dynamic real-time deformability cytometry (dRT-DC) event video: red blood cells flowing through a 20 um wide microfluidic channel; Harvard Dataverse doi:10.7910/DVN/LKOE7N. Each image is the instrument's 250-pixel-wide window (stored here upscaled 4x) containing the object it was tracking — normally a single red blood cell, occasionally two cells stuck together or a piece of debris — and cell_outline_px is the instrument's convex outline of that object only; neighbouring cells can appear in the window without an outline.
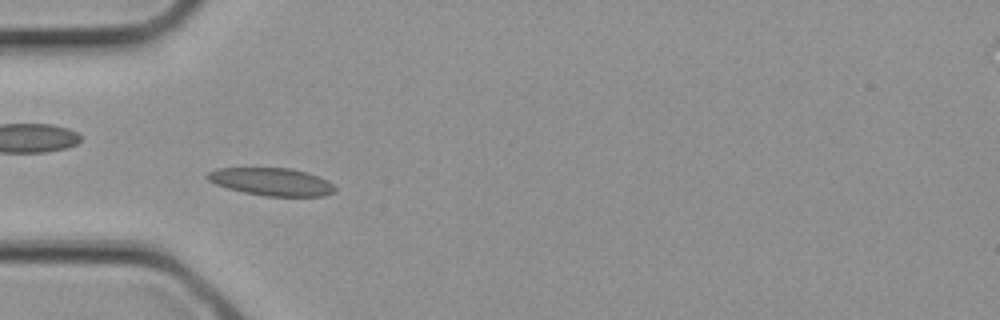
{"species": "common noctule bat (a hibernating species)", "species_latin": "Nyctalus noctula", "temperature_condition": "cold", "stored_images_in_passage": 3, "camera_frame_rate_fps": 3000, "um_per_image_px": 0.085, "animal": {"sex": "female", "body_mass_g": 21.9}, "frame": {"image": 1, "passage_image": 3, "time_ms": 0.667, "image_size_px": [1000, 320], "cell_outline_px": [[336, 192], [324, 196], [264, 196], [244, 192], [228, 188], [216, 184], [208, 180], [204, 176], [208, 172], [216, 168], [288, 168], [304, 172], [328, 180], [336, 188]], "centroid_in_image_um": [23.07, 15.45], "position_along_channel_um": 61.9, "area_um2": 20.52}}